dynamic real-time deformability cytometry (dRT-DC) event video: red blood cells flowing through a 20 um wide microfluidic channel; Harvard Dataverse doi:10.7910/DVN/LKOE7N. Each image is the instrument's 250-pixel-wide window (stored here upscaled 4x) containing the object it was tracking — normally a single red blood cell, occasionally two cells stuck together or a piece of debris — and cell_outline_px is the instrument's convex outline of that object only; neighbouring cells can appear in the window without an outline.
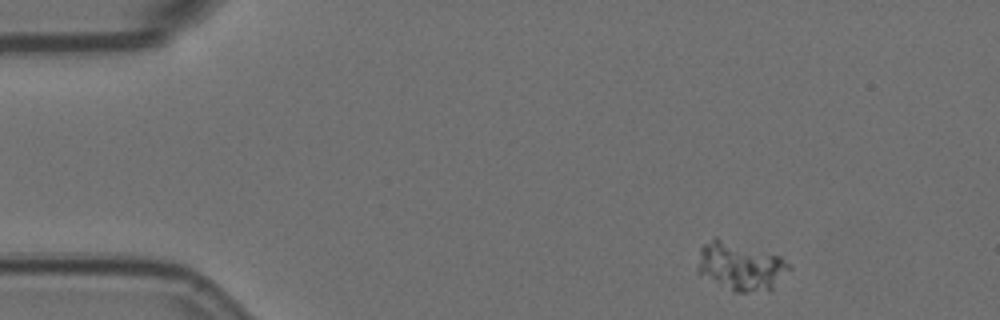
{"species": "Egyptian fruit bat (a non-hibernating species)", "species_latin": "Rousettus aegyptiacus", "temperature_condition": "room temperature", "stored_images_in_passage": 4, "camera_frame_rate_fps": 3000, "um_per_image_px": 0.085, "animal": {"sex": "female"}, "frame": {"image": 1, "passage_image": 1, "time_ms": 0.0, "image_size_px": [1000, 320], "cell_outline_px": [[792, 268], [768, 292], [732, 292], [696, 272], [696, 268], [700, 248], [712, 236], [716, 236], [780, 256], [792, 264]], "centroid_in_image_um": [62.93, 22.63], "position_along_channel_um": 22.1, "area_um2": 26.3}}
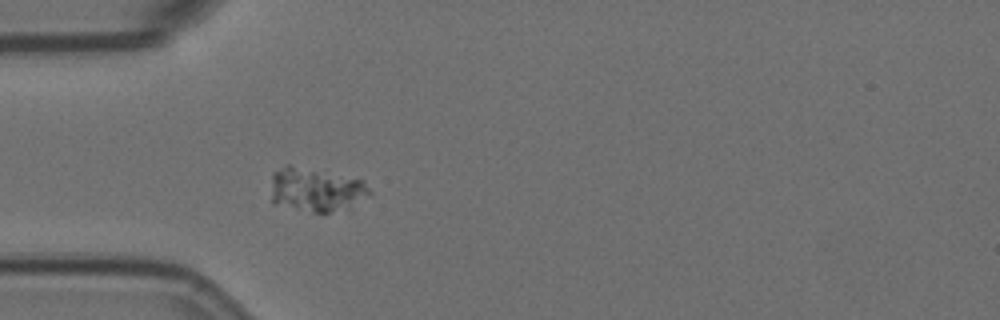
{"frame": {"image": 2, "passage_image": 4, "time_ms": 1.0, "image_size_px": [1000, 320], "cell_outline_px": [[372, 196], [348, 212], [312, 212], [272, 204], [272, 172], [288, 164], [364, 180], [372, 192]], "centroid_in_image_um": [26.95, 16.17], "position_along_channel_um": 58.0, "area_um2": 26.01}}